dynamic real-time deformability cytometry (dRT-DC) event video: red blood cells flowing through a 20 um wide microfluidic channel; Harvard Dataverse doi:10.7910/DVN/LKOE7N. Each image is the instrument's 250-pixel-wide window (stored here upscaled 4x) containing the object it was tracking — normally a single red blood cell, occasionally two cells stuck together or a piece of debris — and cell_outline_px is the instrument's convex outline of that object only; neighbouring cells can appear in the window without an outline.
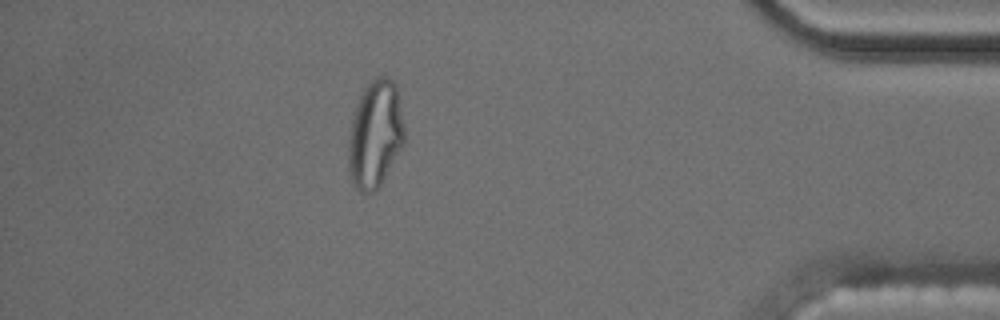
{"species": "common noctule bat (a hibernating species)", "species_latin": "Nyctalus noctula", "temperature_condition": "cold", "stored_images_in_passage": 42, "camera_frame_rate_fps": 3000, "um_per_image_px": 0.085, "animal": {"sex": "male", "body_mass_g": 17.5, "forearm_length_mm": 52.3}, "frame": {"image": 1, "passage_image": 36, "time_ms": 11.667, "image_size_px": [1000, 320], "cell_outline_px": [[404, 144], [380, 184], [376, 188], [368, 192], [360, 192], [352, 184], [348, 172], [348, 136], [352, 116], [360, 92], [368, 80], [376, 76], [388, 76], [396, 84], [400, 96], [404, 124]], "centroid_in_image_um": [31.87, 11.33], "position_along_channel_um": 403.3, "area_um2": 35.78}, "authors_computed_cell_mechanics": {"area_um2": 23.5246, "velocity_mm_per_s": 3.5983, "shape_relaxation_time_tau1_ms": null, "shape_relaxation_time_tau2_ms": 1.8925, "deformation_change_tau1": null, "deformation_change_tau2": 0.0864}}